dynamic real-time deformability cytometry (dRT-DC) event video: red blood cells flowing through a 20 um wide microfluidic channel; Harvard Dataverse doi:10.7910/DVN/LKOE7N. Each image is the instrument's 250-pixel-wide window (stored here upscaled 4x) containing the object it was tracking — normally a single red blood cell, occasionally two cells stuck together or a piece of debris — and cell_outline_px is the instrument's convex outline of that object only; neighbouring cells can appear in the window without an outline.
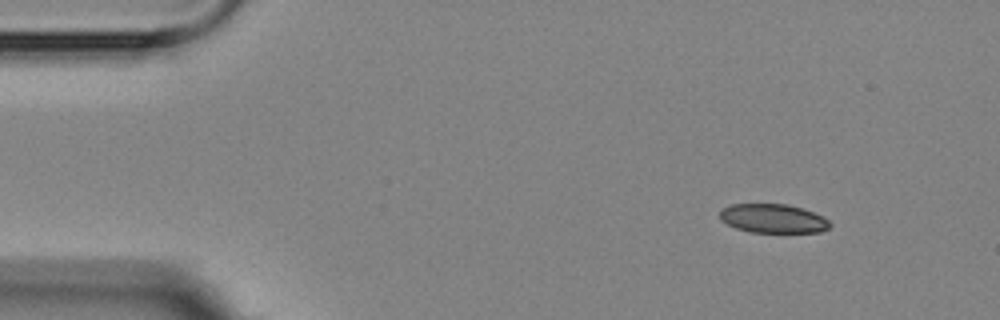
{"species": "Egyptian fruit bat (a non-hibernating species)", "species_latin": "Rousettus aegyptiacus", "temperature_condition": "room temperature", "stored_images_in_passage": 11, "camera_frame_rate_fps": 3000, "um_per_image_px": 0.085, "animal": {"sex": "female"}, "frame": {"image": 1, "passage_image": 1, "time_ms": 0.0, "image_size_px": [1000, 320], "cell_outline_px": [[832, 224], [828, 228], [820, 232], [748, 232], [736, 228], [720, 220], [720, 208], [732, 204], [788, 204], [804, 208], [824, 216]], "centroid_in_image_um": [65.72, 18.56], "position_along_channel_um": 19.3, "area_um2": 18.79}}
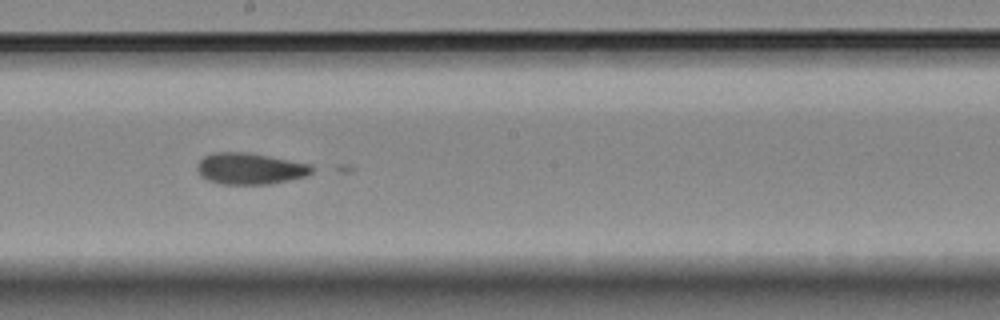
{"frame": {"image": 2, "passage_image": 7, "time_ms": 8.0, "image_size_px": [1000, 320], "cell_outline_px": [[312, 172], [304, 176], [272, 184], [220, 184], [208, 180], [200, 176], [196, 168], [196, 164], [204, 156], [212, 152], [252, 152], [308, 164], [312, 168]], "centroid_in_image_um": [21.18, 14.32], "position_along_channel_um": 227.0, "area_um2": 21.04}}
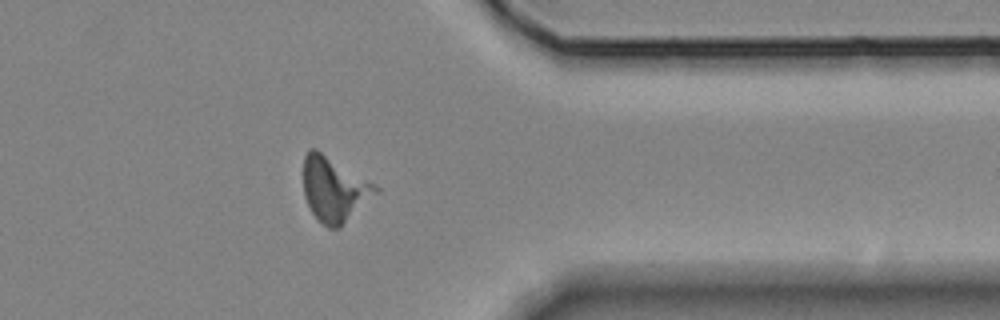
{"frame": {"image": 3, "passage_image": 11, "time_ms": 12.667, "image_size_px": [1000, 320], "cell_outline_px": [[380, 192], [340, 228], [328, 228], [320, 224], [312, 212], [304, 196], [304, 156], [312, 148], [316, 148], [380, 188]], "centroid_in_image_um": [28.42, 16.13], "position_along_channel_um": 383.0, "area_um2": 27.17}, "authors_computed_cell_mechanics": {"area_um2": 21.0392, "velocity_mm_per_s": 3.6207, "shape_relaxation_time_tau1_ms": 4.9275, "shape_relaxation_time_tau2_ms": 1.9599, "deformation_change_tau1": 0.1337, "deformation_change_tau2": 0.0503}}